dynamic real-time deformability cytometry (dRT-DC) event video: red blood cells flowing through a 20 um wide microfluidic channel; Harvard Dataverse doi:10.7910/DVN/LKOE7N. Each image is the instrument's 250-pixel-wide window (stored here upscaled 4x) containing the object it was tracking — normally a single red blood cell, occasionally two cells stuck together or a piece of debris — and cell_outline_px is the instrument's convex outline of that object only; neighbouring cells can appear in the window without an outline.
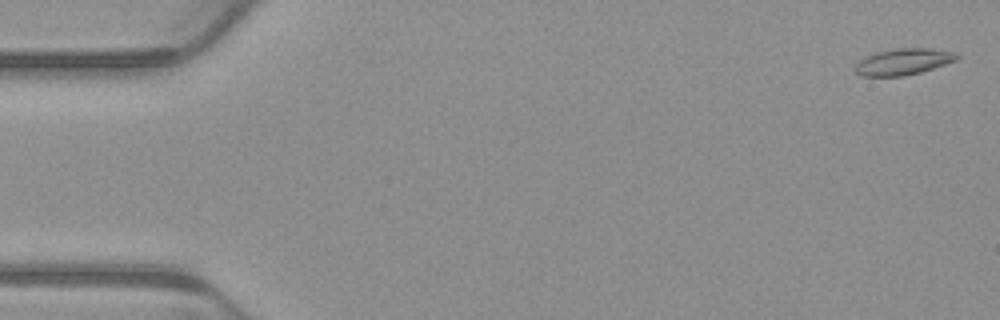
{"species": "common noctule bat (a hibernating species)", "species_latin": "Nyctalus noctula", "temperature_condition": "warm", "stored_images_in_passage": 5, "camera_frame_rate_fps": 3000, "um_per_image_px": 0.085, "animal": {"sex": "male", "body_mass_g": 23.1, "forearm_length_mm": 52.7}, "frame": {"image": 1, "passage_image": 1, "time_ms": 0.0, "image_size_px": [1000, 320], "cell_outline_px": [[960, 56], [956, 60], [920, 72], [904, 76], [860, 76], [856, 72], [856, 64], [860, 60], [876, 52], [896, 48], [928, 48], [956, 52]], "centroid_in_image_um": [76.79, 5.24], "position_along_channel_um": 8.2, "area_um2": 15.43}}
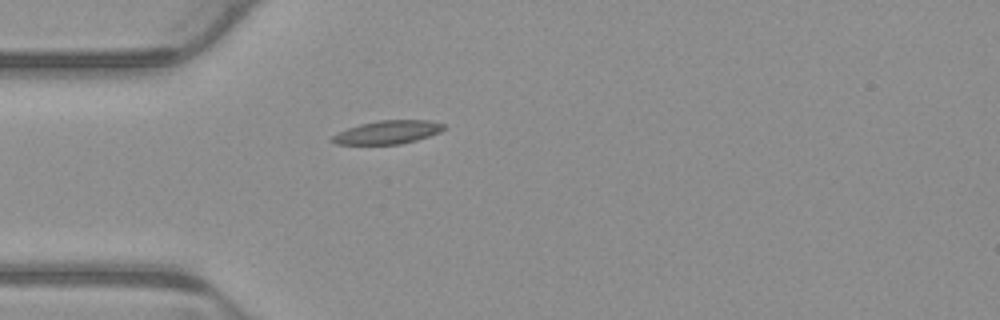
{"frame": {"image": 2, "passage_image": 5, "time_ms": 1.333, "image_size_px": [1000, 320], "cell_outline_px": [[448, 128], [440, 132], [416, 140], [400, 144], [336, 144], [328, 140], [332, 136], [348, 128], [360, 124], [380, 120], [432, 120], [444, 124]], "centroid_in_image_um": [32.98, 11.23], "position_along_channel_um": 52.0, "area_um2": 15.2}}